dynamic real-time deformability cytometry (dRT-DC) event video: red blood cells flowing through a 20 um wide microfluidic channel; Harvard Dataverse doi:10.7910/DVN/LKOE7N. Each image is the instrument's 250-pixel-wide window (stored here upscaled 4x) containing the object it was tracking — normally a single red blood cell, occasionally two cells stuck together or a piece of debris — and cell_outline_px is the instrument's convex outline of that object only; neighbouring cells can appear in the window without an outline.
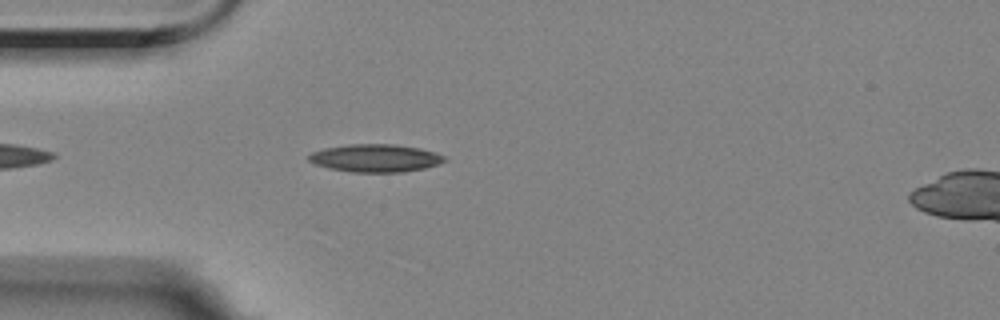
{"species": "Egyptian fruit bat (a non-hibernating species)", "species_latin": "Rousettus aegyptiacus", "temperature_condition": "room temperature", "stored_images_in_passage": 18, "camera_frame_rate_fps": 3000, "um_per_image_px": 0.085, "animal": {"sex": "female"}, "frame": {"image": 1, "passage_image": 5, "time_ms": 1.333, "image_size_px": [1000, 320], "cell_outline_px": [[448, 160], [440, 164], [424, 168], [404, 172], [352, 172], [328, 168], [316, 164], [308, 160], [308, 156], [312, 152], [324, 148], [348, 144], [396, 144], [420, 148], [436, 152], [444, 156]], "centroid_in_image_um": [31.94, 13.43], "position_along_channel_um": 53.1, "area_um2": 22.14}}
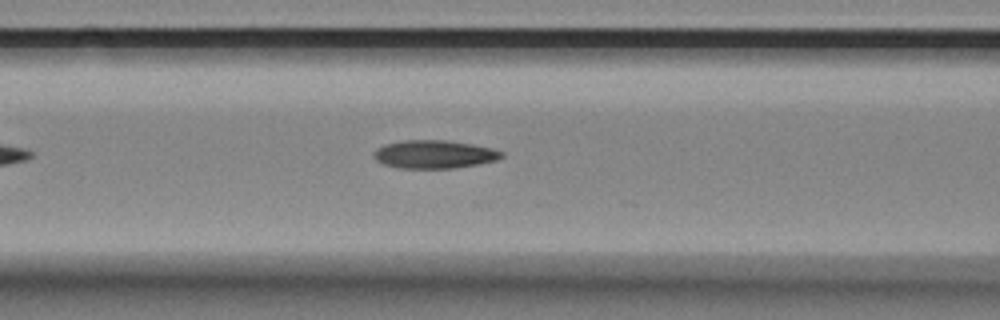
{"frame": {"image": 2, "passage_image": 12, "time_ms": 3.667, "image_size_px": [1000, 320], "cell_outline_px": [[504, 156], [496, 160], [480, 164], [456, 168], [396, 168], [384, 164], [376, 160], [372, 156], [372, 152], [376, 148], [384, 144], [404, 140], [444, 140], [472, 144], [492, 148], [504, 152]], "centroid_in_image_um": [36.89, 13.12], "position_along_channel_um": 129.7, "area_um2": 21.21}}
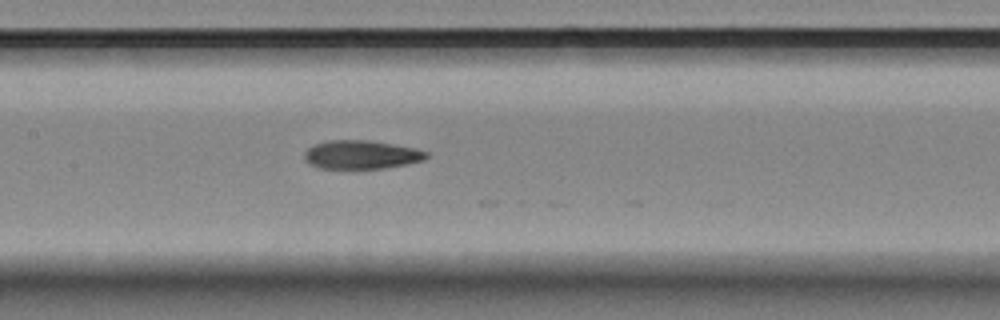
{"frame": {"image": 3, "passage_image": 16, "time_ms": 5.0, "image_size_px": [1000, 320], "cell_outline_px": [[428, 156], [424, 160], [408, 164], [384, 168], [320, 168], [308, 164], [304, 160], [304, 152], [308, 148], [316, 144], [328, 140], [368, 140], [416, 148], [428, 152]], "centroid_in_image_um": [30.71, 13.15], "position_along_channel_um": 176.7, "area_um2": 20.35}}